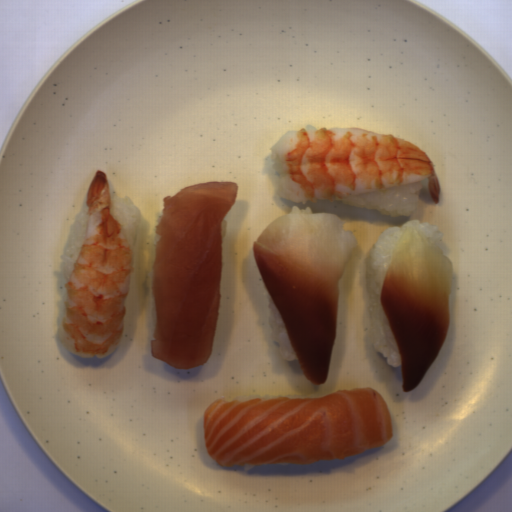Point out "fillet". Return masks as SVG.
Segmentation results:
<instances>
[{
  "mask_svg": "<svg viewBox=\"0 0 512 512\" xmlns=\"http://www.w3.org/2000/svg\"><path fill=\"white\" fill-rule=\"evenodd\" d=\"M202 422L207 454L222 468L343 460L393 438L389 408L369 387L319 398L224 396L206 407Z\"/></svg>",
  "mask_w": 512,
  "mask_h": 512,
  "instance_id": "25842a12",
  "label": "fillet"
},
{
  "mask_svg": "<svg viewBox=\"0 0 512 512\" xmlns=\"http://www.w3.org/2000/svg\"><path fill=\"white\" fill-rule=\"evenodd\" d=\"M239 183L203 182L163 197L154 232L155 306L150 356L189 369L208 362L219 321L222 223Z\"/></svg>",
  "mask_w": 512,
  "mask_h": 512,
  "instance_id": "e2c912f1",
  "label": "fillet"
},
{
  "mask_svg": "<svg viewBox=\"0 0 512 512\" xmlns=\"http://www.w3.org/2000/svg\"><path fill=\"white\" fill-rule=\"evenodd\" d=\"M336 213H286L252 242V255L299 365L327 381L336 341L339 280L358 243Z\"/></svg>",
  "mask_w": 512,
  "mask_h": 512,
  "instance_id": "e495c32b",
  "label": "fillet"
},
{
  "mask_svg": "<svg viewBox=\"0 0 512 512\" xmlns=\"http://www.w3.org/2000/svg\"><path fill=\"white\" fill-rule=\"evenodd\" d=\"M454 265L443 249L408 223L382 278L379 299L399 353L404 394L436 361L451 324Z\"/></svg>",
  "mask_w": 512,
  "mask_h": 512,
  "instance_id": "f6d04758",
  "label": "fillet"
}]
</instances>
